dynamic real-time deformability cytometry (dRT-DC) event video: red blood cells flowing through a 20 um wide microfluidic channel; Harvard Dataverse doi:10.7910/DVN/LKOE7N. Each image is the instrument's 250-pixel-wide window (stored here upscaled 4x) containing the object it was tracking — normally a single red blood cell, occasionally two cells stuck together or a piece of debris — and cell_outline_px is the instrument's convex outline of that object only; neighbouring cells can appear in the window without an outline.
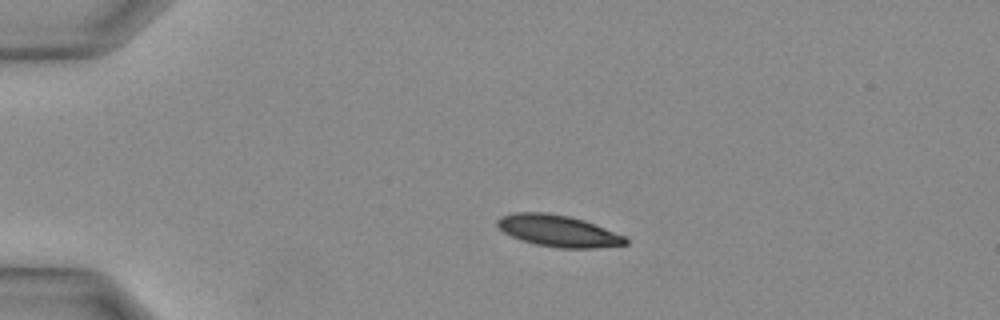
{"species": "Egyptian fruit bat (a non-hibernating species)", "species_latin": "Rousettus aegyptiacus", "temperature_condition": "warm", "stored_images_in_passage": 34, "camera_frame_rate_fps": 3000, "um_per_image_px": 0.085, "animal": {"sex": "female"}, "frame": {"image": 1, "passage_image": 8, "time_ms": 2.333, "image_size_px": [1000, 320], "cell_outline_px": [[628, 244], [592, 248], [560, 248], [536, 244], [520, 240], [504, 232], [496, 224], [496, 220], [500, 216], [516, 212], [544, 212], [568, 216], [584, 220], [624, 236], [628, 240]], "centroid_in_image_um": [47.41, 19.62], "position_along_channel_um": 37.6, "area_um2": 23.41}}
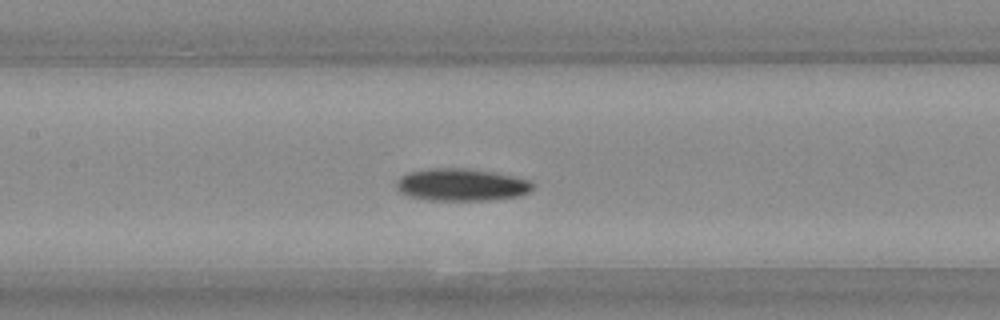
{"frame": {"image": 2, "passage_image": 17, "time_ms": 5.333, "image_size_px": [1000, 320], "cell_outline_px": [[532, 188], [528, 192], [520, 196], [488, 200], [428, 200], [408, 196], [400, 192], [396, 188], [396, 180], [400, 176], [408, 172], [436, 168], [468, 168], [492, 172], [532, 180]], "centroid_in_image_um": [39.2, 15.7], "position_along_channel_um": 168.2, "area_um2": 25.72}}
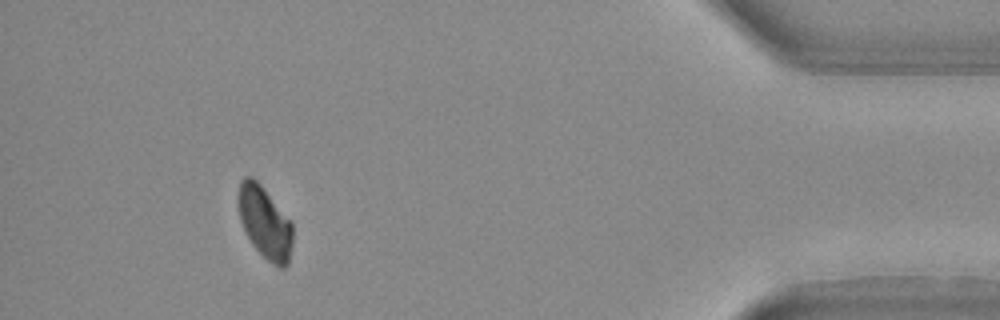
{"frame": {"image": 3, "passage_image": 32, "time_ms": 10.333, "image_size_px": [1000, 320], "cell_outline_px": [[292, 244], [288, 264], [284, 268], [280, 268], [272, 264], [252, 244], [240, 220], [240, 180], [244, 176], [252, 176], [260, 184], [292, 224]], "centroid_in_image_um": [22.53, 18.95], "position_along_channel_um": 412.7, "area_um2": 22.08}}